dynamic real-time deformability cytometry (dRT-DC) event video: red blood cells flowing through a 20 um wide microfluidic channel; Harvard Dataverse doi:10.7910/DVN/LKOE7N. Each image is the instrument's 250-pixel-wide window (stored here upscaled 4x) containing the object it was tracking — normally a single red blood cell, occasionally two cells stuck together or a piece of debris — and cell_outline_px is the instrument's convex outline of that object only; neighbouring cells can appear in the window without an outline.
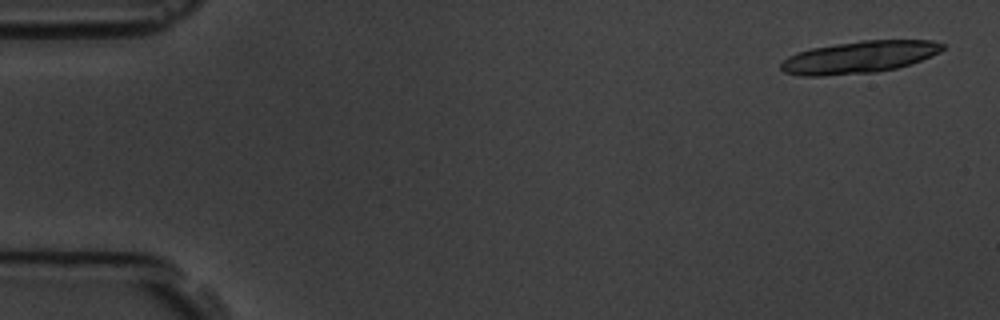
{"species": "common noctule bat (a hibernating species)", "species_latin": "Nyctalus noctula", "temperature_condition": "room temperature", "stored_images_in_passage": 4, "camera_frame_rate_fps": 3000, "um_per_image_px": 0.085, "animal": {"sex": "male", "body_mass_g": 19.5, "forearm_length_mm": 54.6}, "frame": {"image": 1, "passage_image": 1, "time_ms": 0.0, "image_size_px": [1000, 320], "cell_outline_px": [[944, 48], [940, 52], [932, 56], [896, 68], [876, 72], [820, 76], [800, 76], [784, 72], [780, 68], [780, 64], [788, 56], [812, 48], [860, 40], [932, 40], [944, 44]], "centroid_in_image_um": [73.03, 4.86], "position_along_channel_um": 12.0, "area_um2": 30.11}}